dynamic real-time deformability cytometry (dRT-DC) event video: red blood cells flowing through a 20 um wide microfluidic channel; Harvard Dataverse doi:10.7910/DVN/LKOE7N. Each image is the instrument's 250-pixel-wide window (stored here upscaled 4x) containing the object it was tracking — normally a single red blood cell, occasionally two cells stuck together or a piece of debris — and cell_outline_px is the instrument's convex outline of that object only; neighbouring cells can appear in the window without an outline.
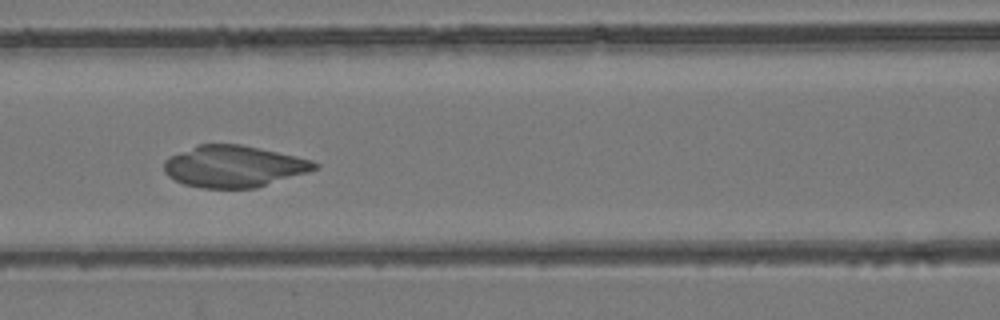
{"species": "common noctule bat (a hibernating species)", "species_latin": "Nyctalus noctula", "temperature_condition": "room temperature", "stored_images_in_passage": 55, "camera_frame_rate_fps": 3000, "um_per_image_px": 0.085, "animal": {"sex": "female", "body_mass_g": 24.6, "forearm_length_mm": 56.2}, "frame": {"image": 1, "passage_image": 25, "time_ms": 8.0, "image_size_px": [1000, 320], "cell_outline_px": [[320, 164], [316, 168], [308, 172], [256, 188], [200, 188], [184, 184], [168, 176], [164, 172], [164, 160], [168, 156], [196, 144], [240, 144], [296, 156], [312, 160]], "centroid_in_image_um": [19.83, 14.14], "position_along_channel_um": 146.8, "area_um2": 36.65}}
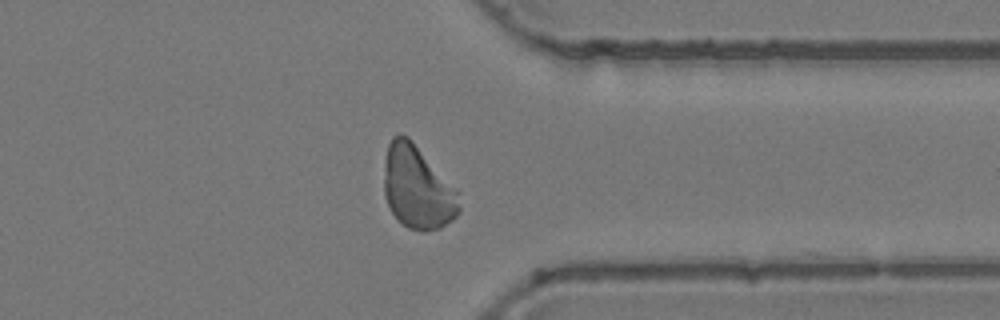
{"frame": {"image": 2, "passage_image": 43, "time_ms": 14.0, "image_size_px": [1000, 320], "cell_outline_px": [[460, 212], [452, 220], [440, 228], [424, 232], [408, 228], [392, 212], [388, 204], [384, 192], [384, 160], [388, 144], [392, 136], [400, 132], [408, 136], [456, 188], [460, 208]], "centroid_in_image_um": [35.47, 15.91], "position_along_channel_um": 375.9, "area_um2": 36.41}}
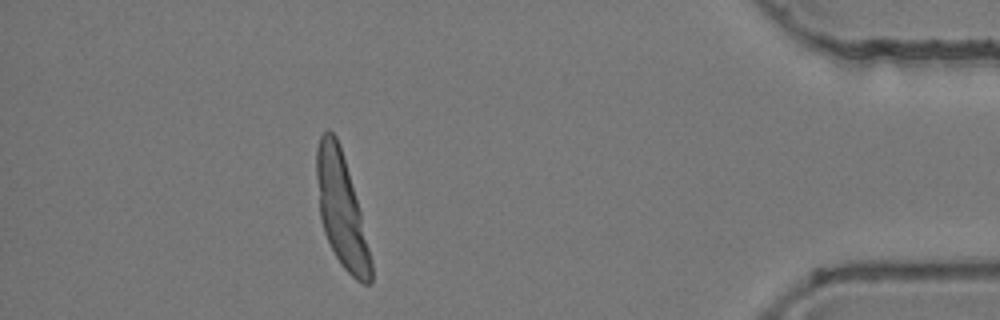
{"frame": {"image": 3, "passage_image": 49, "time_ms": 16.0, "image_size_px": [1000, 320], "cell_outline_px": [[372, 284], [364, 284], [356, 280], [340, 264], [324, 232], [320, 220], [316, 176], [316, 148], [320, 136], [328, 128], [336, 136], [348, 172], [360, 212], [372, 260]], "centroid_in_image_um": [29.0, 17.88], "position_along_channel_um": 406.2, "area_um2": 35.26}}